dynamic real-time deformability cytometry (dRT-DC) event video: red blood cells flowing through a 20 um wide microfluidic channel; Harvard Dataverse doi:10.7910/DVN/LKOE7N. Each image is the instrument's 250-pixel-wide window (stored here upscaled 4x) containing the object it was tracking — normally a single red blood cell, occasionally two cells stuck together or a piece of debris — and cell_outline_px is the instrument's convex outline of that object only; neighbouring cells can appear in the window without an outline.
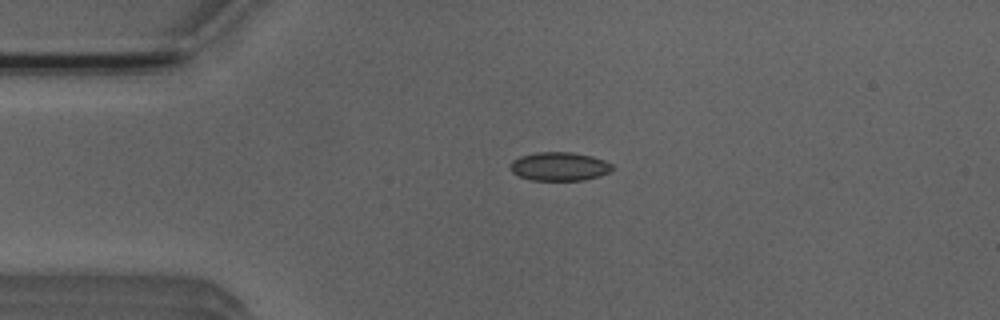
{"species": "Egyptian fruit bat (a non-hibernating species)", "species_latin": "Rousettus aegyptiacus", "temperature_condition": "room temperature", "stored_images_in_passage": 3, "camera_frame_rate_fps": 3000, "um_per_image_px": 0.085, "animal": {"sex": "male"}, "frame": {"image": 1, "passage_image": 2, "time_ms": 1.0, "image_size_px": [1000, 320], "cell_outline_px": [[616, 168], [600, 176], [584, 180], [532, 180], [520, 176], [512, 172], [512, 160], [520, 156], [536, 152], [572, 152], [592, 156], [604, 160], [612, 164]], "centroid_in_image_um": [47.59, 14.14], "position_along_channel_um": 37.4, "area_um2": 16.99}}